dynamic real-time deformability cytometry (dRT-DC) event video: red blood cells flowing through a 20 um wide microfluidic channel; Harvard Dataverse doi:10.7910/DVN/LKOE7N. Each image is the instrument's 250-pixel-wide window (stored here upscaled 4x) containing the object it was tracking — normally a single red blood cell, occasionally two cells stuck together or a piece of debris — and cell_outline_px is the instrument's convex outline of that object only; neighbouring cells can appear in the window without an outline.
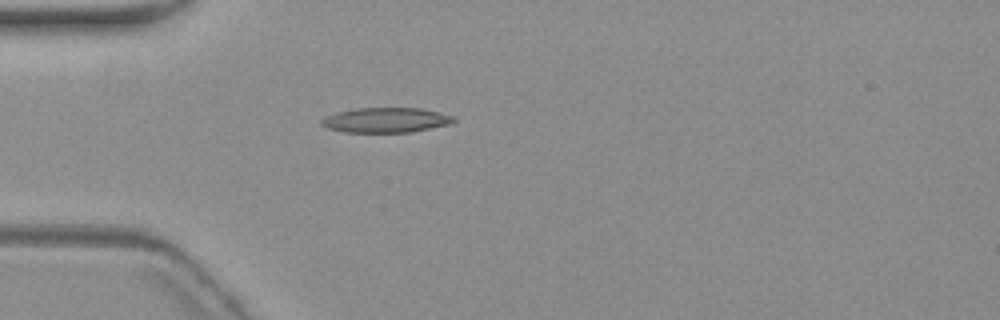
{"species": "common noctule bat (a hibernating species)", "species_latin": "Nyctalus noctula", "temperature_condition": "warm", "stored_images_in_passage": 2, "camera_frame_rate_fps": 3000, "um_per_image_px": 0.085, "animal": {"sex": "female", "body_mass_g": 19.3, "forearm_length_mm": 54.1}, "frame": {"image": 1, "passage_image": 2, "time_ms": 5.0, "image_size_px": [1000, 320], "cell_outline_px": [[456, 120], [452, 124], [412, 132], [344, 132], [328, 128], [320, 124], [320, 120], [336, 112], [356, 108], [420, 108], [452, 116]], "centroid_in_image_um": [32.8, 10.21], "position_along_channel_um": 52.2, "area_um2": 19.13}}